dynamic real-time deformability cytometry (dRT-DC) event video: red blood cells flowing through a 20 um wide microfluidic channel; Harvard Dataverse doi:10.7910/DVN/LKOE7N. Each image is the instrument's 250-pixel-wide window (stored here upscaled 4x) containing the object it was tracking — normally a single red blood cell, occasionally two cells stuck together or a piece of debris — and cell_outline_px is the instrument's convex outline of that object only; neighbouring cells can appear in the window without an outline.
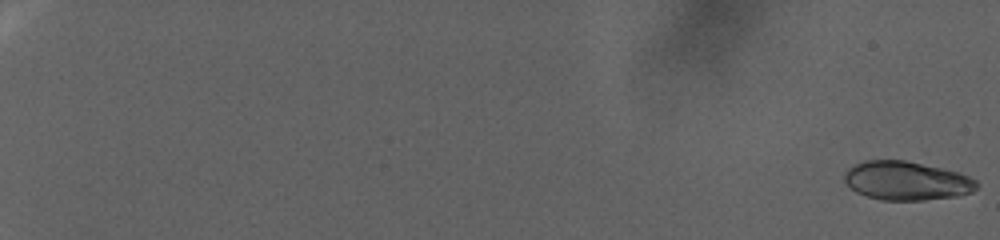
{"species": "human", "species_latin": "Homo sapiens", "temperature_condition": "warm", "stored_images_in_passage": 98, "camera_frame_rate_fps": 3000, "um_per_image_px": 0.085, "donor": {"sex": "female"}, "frame": {"image": 1, "passage_image": 1, "time_ms": 0.0, "image_size_px": [1000, 240], "cell_outline_px": [[980, 184], [972, 192], [956, 196], [924, 200], [880, 200], [856, 192], [844, 180], [844, 172], [848, 168], [864, 160], [904, 160], [960, 172], [976, 180]], "centroid_in_image_um": [77.07, 15.36], "position_along_channel_um": 7.9, "area_um2": 29.88}}
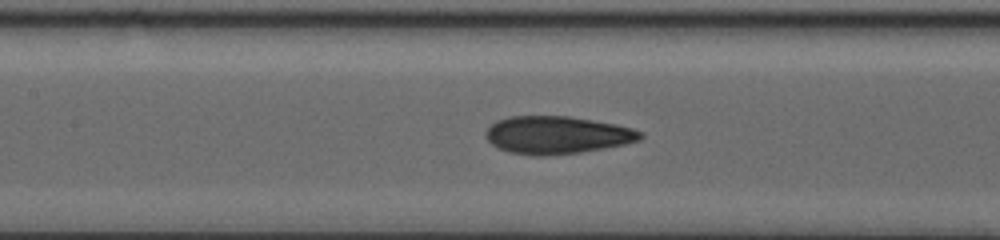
{"frame": {"image": 2, "passage_image": 55, "time_ms": 18.0, "image_size_px": [1000, 240], "cell_outline_px": [[644, 136], [640, 140], [624, 144], [604, 148], [580, 152], [544, 156], [532, 156], [512, 152], [500, 148], [492, 144], [484, 136], [484, 132], [496, 120], [512, 116], [568, 116], [616, 124], [632, 128], [644, 132]], "centroid_in_image_um": [47.35, 11.47], "position_along_channel_um": 160.0, "area_um2": 33.93}}
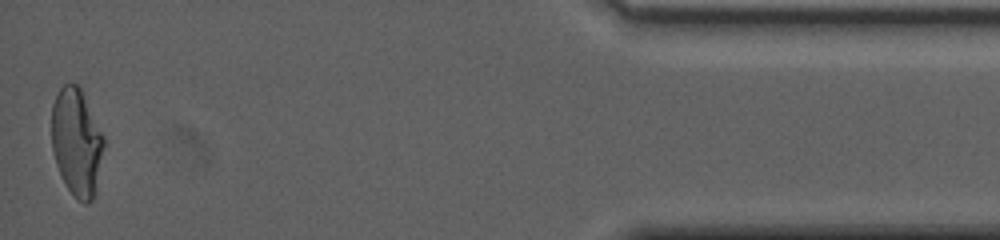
{"frame": {"image": 3, "passage_image": 97, "time_ms": 32.0, "image_size_px": [1000, 240], "cell_outline_px": [[104, 144], [96, 196], [88, 204], [84, 204], [68, 188], [56, 164], [52, 148], [52, 104], [60, 88], [64, 84], [76, 84], [80, 88], [104, 136]], "centroid_in_image_um": [6.53, 12.11], "position_along_channel_um": 428.7, "area_um2": 32.48}, "authors_computed_cell_mechanics": {"area_um2": 32.2524, "velocity_mm_per_s": 2.3427, "shape_relaxation_time_tau1_ms": 10.7375, "shape_relaxation_time_tau2_ms": 1.5596, "deformation_change_tau1": 0.2491, "deformation_change_tau2": 0.0695}}